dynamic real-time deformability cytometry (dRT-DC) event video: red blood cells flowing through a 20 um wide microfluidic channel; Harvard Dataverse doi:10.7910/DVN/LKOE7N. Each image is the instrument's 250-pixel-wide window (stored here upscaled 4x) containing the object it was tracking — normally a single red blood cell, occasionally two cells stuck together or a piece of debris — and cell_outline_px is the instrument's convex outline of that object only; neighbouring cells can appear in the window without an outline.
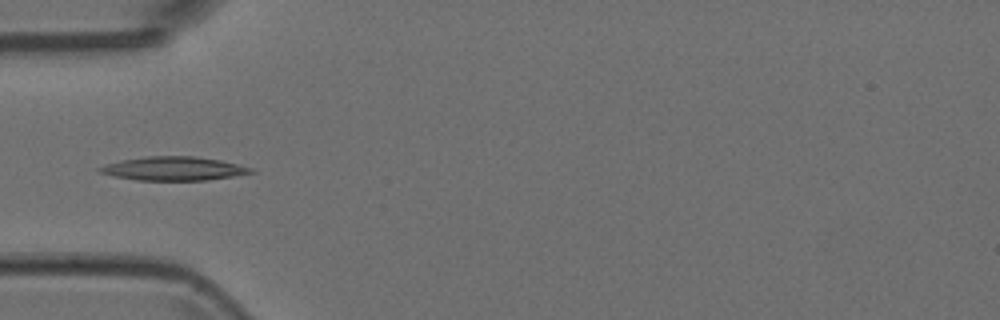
{"species": "Egyptian fruit bat (a non-hibernating species)", "species_latin": "Rousettus aegyptiacus", "temperature_condition": "room temperature", "stored_images_in_passage": 4, "camera_frame_rate_fps": 3000, "um_per_image_px": 0.085, "animal": {"sex": "female"}, "frame": {"image": 1, "passage_image": 4, "time_ms": 1.0, "image_size_px": [1000, 320], "cell_outline_px": [[256, 172], [232, 176], [204, 180], [136, 180], [112, 176], [100, 172], [96, 168], [120, 160], [148, 156], [192, 156], [220, 160], [240, 164], [252, 168]], "centroid_in_image_um": [14.75, 14.33], "position_along_channel_um": 70.2, "area_um2": 20.81}}